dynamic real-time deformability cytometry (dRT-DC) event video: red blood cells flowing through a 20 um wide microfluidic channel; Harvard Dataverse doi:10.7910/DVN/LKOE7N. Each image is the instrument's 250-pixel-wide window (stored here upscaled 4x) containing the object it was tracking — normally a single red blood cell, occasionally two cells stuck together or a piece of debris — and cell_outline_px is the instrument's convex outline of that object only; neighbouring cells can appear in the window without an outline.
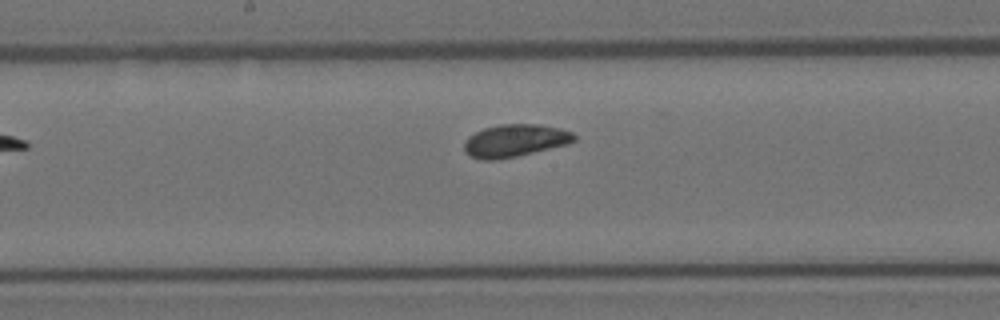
{"species": "Egyptian fruit bat (a non-hibernating species)", "species_latin": "Rousettus aegyptiacus", "temperature_condition": "room temperature", "stored_images_in_passage": 9, "segment_of_instrument_passage": [2, 2], "camera_frame_rate_fps": 3000, "um_per_image_px": 0.085, "animal": {"sex": "female"}, "frame": {"image": 1, "passage_image": 9, "time_ms": 2.667, "image_size_px": [1000, 320], "cell_outline_px": [[576, 140], [568, 144], [516, 156], [496, 160], [484, 160], [472, 156], [464, 152], [464, 140], [468, 136], [484, 128], [500, 124], [540, 124], [560, 128], [572, 132], [576, 136]], "centroid_in_image_um": [43.77, 11.94], "position_along_channel_um": 204.4, "area_um2": 20.87}}